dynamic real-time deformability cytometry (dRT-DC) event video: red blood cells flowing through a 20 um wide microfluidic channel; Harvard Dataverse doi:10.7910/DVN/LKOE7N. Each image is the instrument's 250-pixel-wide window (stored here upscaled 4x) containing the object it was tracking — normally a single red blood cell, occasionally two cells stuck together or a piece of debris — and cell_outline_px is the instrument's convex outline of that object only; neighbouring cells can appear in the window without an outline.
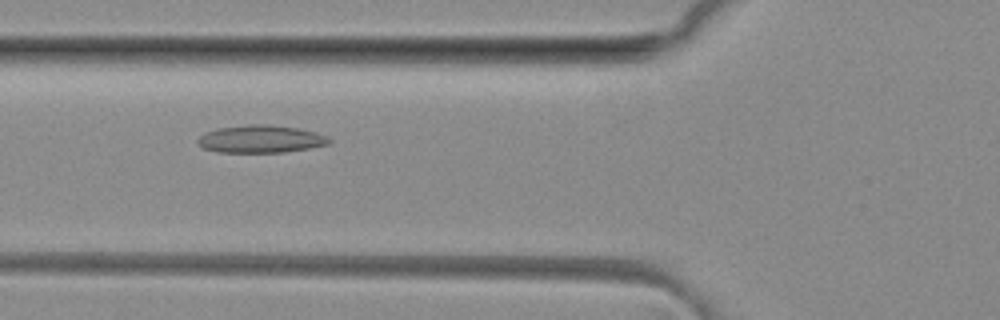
{"species": "common noctule bat (a hibernating species)", "species_latin": "Nyctalus noctula", "temperature_condition": "room temperature", "stored_images_in_passage": 44, "camera_frame_rate_fps": 3000, "um_per_image_px": 0.085, "animal": {"sex": "female", "body_mass_g": 29.2, "forearm_length_mm": 56.3}, "frame": {"image": 1, "passage_image": 13, "time_ms": 4.0, "image_size_px": [1000, 320], "cell_outline_px": [[332, 140], [328, 144], [308, 148], [284, 152], [216, 152], [204, 148], [196, 140], [204, 132], [216, 128], [248, 124], [264, 124], [296, 128], [316, 132], [328, 136]], "centroid_in_image_um": [22.14, 11.81], "position_along_channel_um": 103.7, "area_um2": 21.1}}
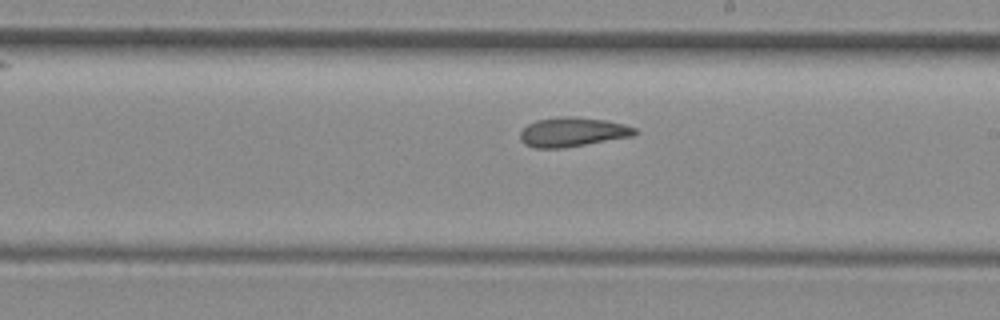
{"frame": {"image": 2, "passage_image": 23, "time_ms": 7.333, "image_size_px": [1000, 320], "cell_outline_px": [[636, 132], [632, 136], [564, 148], [536, 148], [524, 144], [520, 140], [520, 132], [528, 124], [536, 120], [556, 116], [572, 116], [604, 120], [624, 124], [636, 128]], "centroid_in_image_um": [48.62, 11.22], "position_along_channel_um": 240.4, "area_um2": 19.59}}
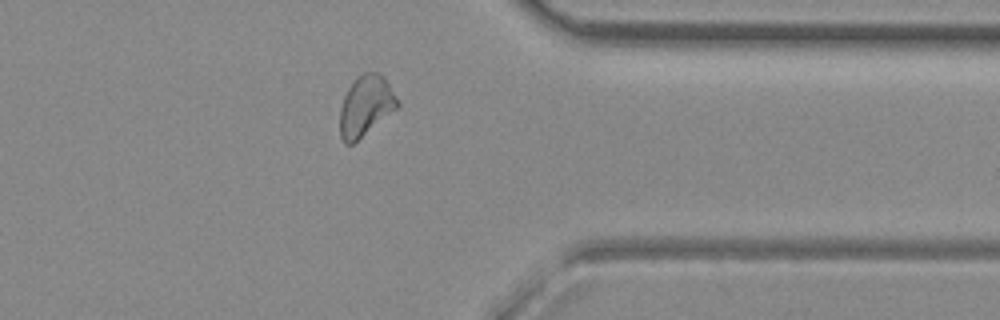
{"frame": {"image": 3, "passage_image": 34, "time_ms": 11.0, "image_size_px": [1000, 320], "cell_outline_px": [[400, 104], [396, 108], [352, 144], [344, 144], [340, 136], [340, 108], [344, 96], [348, 88], [356, 76], [364, 72], [376, 72], [384, 76], [400, 100]], "centroid_in_image_um": [31.08, 8.96], "position_along_channel_um": 380.3, "area_um2": 20.17}, "authors_computed_cell_mechanics": {"area_um2": 20.2011, "velocity_mm_per_s": 4.0992, "shape_relaxation_time_tau1_ms": null, "shape_relaxation_time_tau2_ms": 4.1114, "deformation_change_tau1": null, "deformation_change_tau2": 0.1157}}